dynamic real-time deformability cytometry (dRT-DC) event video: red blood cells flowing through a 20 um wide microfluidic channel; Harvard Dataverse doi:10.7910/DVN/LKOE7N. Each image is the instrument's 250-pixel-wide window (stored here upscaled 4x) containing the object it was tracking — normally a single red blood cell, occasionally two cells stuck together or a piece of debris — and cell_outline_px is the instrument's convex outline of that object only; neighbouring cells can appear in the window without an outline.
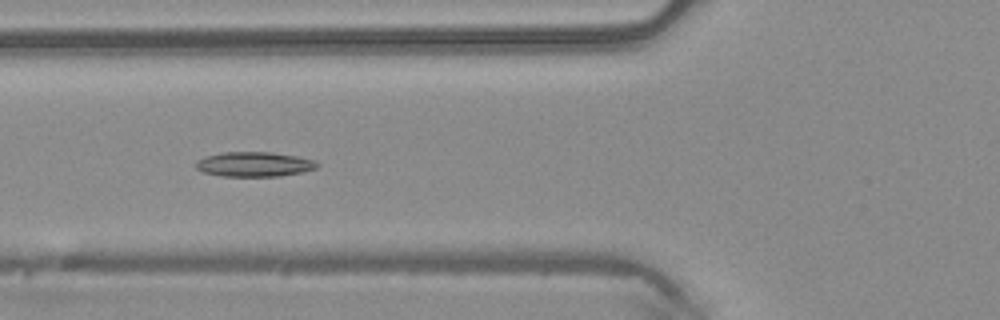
{"species": "common noctule bat (a hibernating species)", "species_latin": "Nyctalus noctula", "temperature_condition": "warm", "stored_images_in_passage": 8, "camera_frame_rate_fps": 3000, "um_per_image_px": 0.085, "animal": {"sex": "male", "body_mass_g": 20.4}, "frame": {"image": 1, "passage_image": 6, "time_ms": 1.667, "image_size_px": [1000, 320], "cell_outline_px": [[320, 164], [316, 168], [300, 172], [280, 176], [220, 176], [204, 172], [196, 168], [196, 160], [208, 156], [224, 152], [272, 152], [296, 156], [316, 160]], "centroid_in_image_um": [21.63, 13.96], "position_along_channel_um": 104.2, "area_um2": 17.4}}
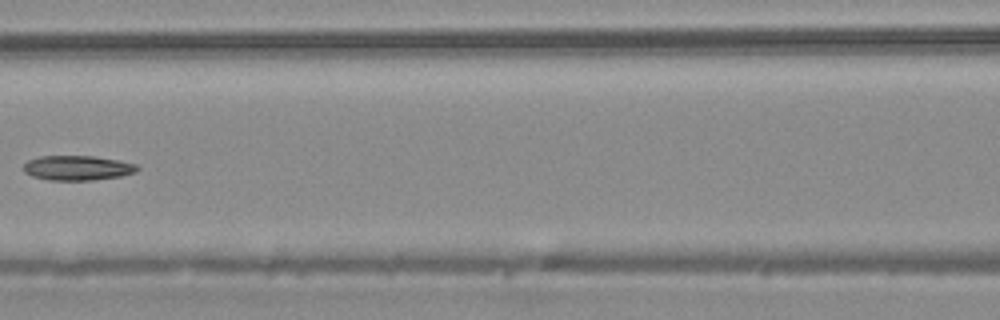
{"frame": {"image": 2, "passage_image": 7, "time_ms": 2.0, "image_size_px": [1000, 320], "cell_outline_px": [[140, 168], [136, 172], [120, 176], [92, 180], [48, 180], [32, 176], [24, 172], [24, 164], [28, 160], [40, 156], [92, 156], [116, 160], [136, 164]], "centroid_in_image_um": [6.57, 14.27], "position_along_channel_um": 160.0, "area_um2": 16.3}}
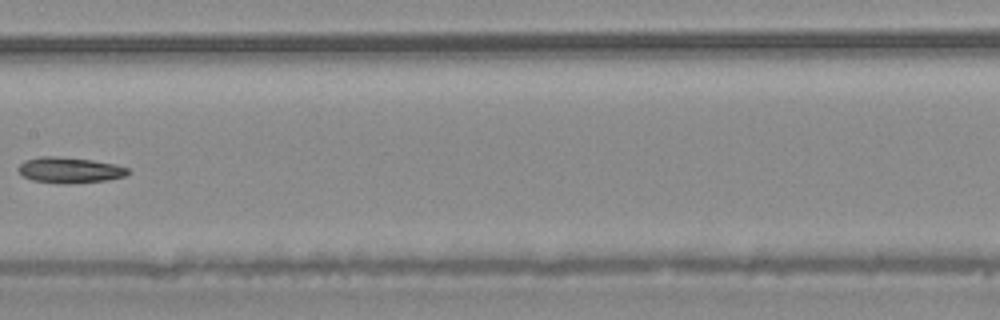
{"frame": {"image": 3, "passage_image": 8, "time_ms": 2.333, "image_size_px": [1000, 320], "cell_outline_px": [[132, 172], [124, 176], [108, 180], [68, 184], [60, 184], [32, 180], [24, 176], [16, 168], [24, 160], [40, 156], [56, 156], [92, 160], [116, 164], [128, 168]], "centroid_in_image_um": [5.93, 14.46], "position_along_channel_um": 201.5, "area_um2": 16.65}}